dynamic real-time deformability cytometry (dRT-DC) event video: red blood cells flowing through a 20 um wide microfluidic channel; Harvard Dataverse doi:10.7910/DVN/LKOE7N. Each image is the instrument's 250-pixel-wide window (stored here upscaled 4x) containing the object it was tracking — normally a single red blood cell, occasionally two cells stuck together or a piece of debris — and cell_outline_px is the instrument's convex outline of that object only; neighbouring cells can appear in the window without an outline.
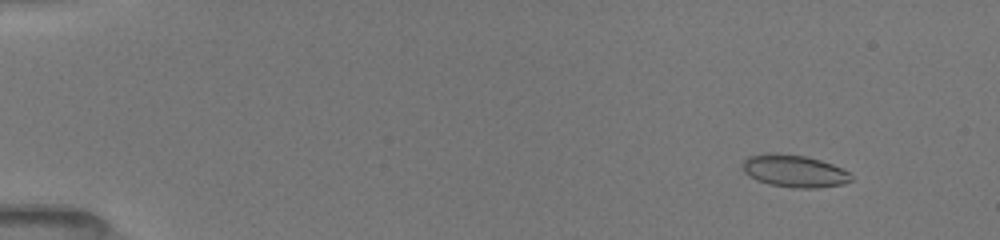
{"species": "common noctule bat (a hibernating species)", "species_latin": "Nyctalus noctula", "temperature_condition": "room temperature", "stored_images_in_passage": 30, "camera_frame_rate_fps": 3000, "um_per_image_px": 0.085, "animal": {"sex": "female", "body_mass_g": 19.5, "forearm_length_mm": 54.1}, "frame": {"image": 1, "passage_image": 5, "time_ms": 1.667, "image_size_px": [1000, 240], "cell_outline_px": [[852, 180], [844, 184], [816, 188], [792, 188], [768, 184], [756, 180], [748, 176], [744, 172], [744, 160], [748, 156], [768, 152], [772, 152], [804, 156], [820, 160], [832, 164], [848, 172], [852, 176]], "centroid_in_image_um": [67.49, 14.54], "position_along_channel_um": 17.5, "area_um2": 20.52}}
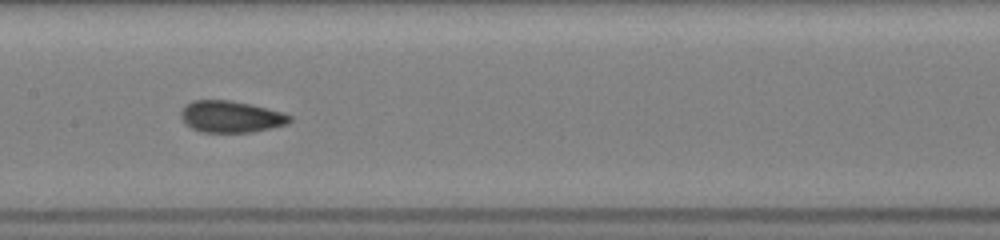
{"frame": {"image": 2, "passage_image": 18, "time_ms": 9.0, "image_size_px": [1000, 240], "cell_outline_px": [[292, 120], [288, 124], [272, 128], [252, 132], [200, 132], [192, 128], [180, 116], [180, 112], [184, 104], [192, 100], [228, 100], [252, 104], [284, 112], [292, 116]], "centroid_in_image_um": [19.65, 9.91], "position_along_channel_um": 187.7, "area_um2": 20.29}}
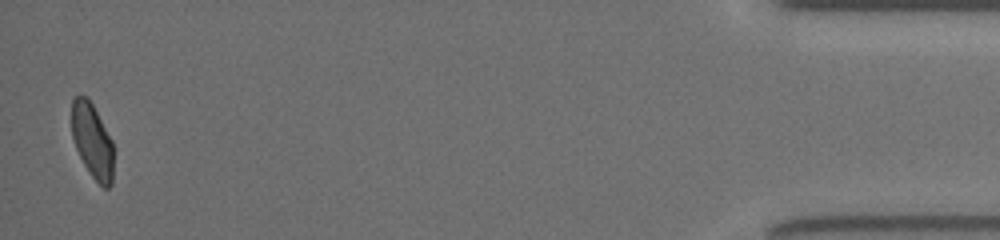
{"frame": {"image": 3, "passage_image": 30, "time_ms": 17.0, "image_size_px": [1000, 240], "cell_outline_px": [[112, 184], [108, 188], [104, 188], [92, 176], [84, 164], [76, 148], [72, 136], [72, 100], [76, 96], [88, 96], [112, 140]], "centroid_in_image_um": [7.84, 11.95], "position_along_channel_um": 427.4, "area_um2": 17.92}, "authors_computed_cell_mechanics": {"area_um2": 19.941, "velocity_mm_per_s": 4.0028, "shape_relaxation_time_tau1_ms": 5.5417, "shape_relaxation_time_tau2_ms": 1.2613, "deformation_change_tau1": 0.1356, "deformation_change_tau2": 0.0436}}